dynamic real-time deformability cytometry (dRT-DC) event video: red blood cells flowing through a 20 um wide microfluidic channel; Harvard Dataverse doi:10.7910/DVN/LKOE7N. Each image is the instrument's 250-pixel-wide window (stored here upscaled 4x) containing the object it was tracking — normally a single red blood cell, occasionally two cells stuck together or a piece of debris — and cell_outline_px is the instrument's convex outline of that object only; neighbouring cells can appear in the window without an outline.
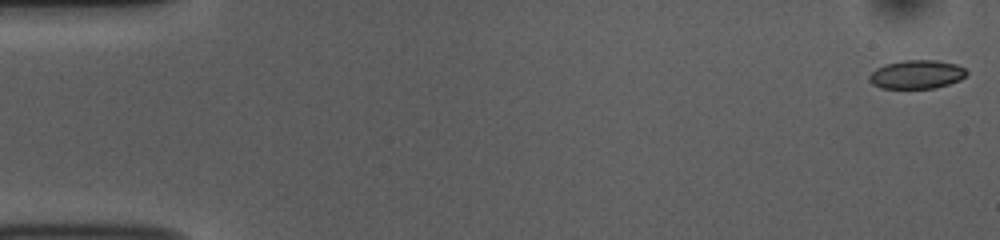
{"species": "common noctule bat (a hibernating species)", "species_latin": "Nyctalus noctula", "temperature_condition": "room temperature", "stored_images_in_passage": 53, "camera_frame_rate_fps": 3000, "um_per_image_px": 0.085, "animal": {"sex": "female", "body_mass_g": 10.0, "forearm_length_mm": 53.1}, "frame": {"image": 1, "passage_image": 1, "time_ms": 0.0, "image_size_px": [1000, 240], "cell_outline_px": [[968, 72], [960, 80], [936, 88], [880, 88], [872, 84], [868, 80], [868, 76], [876, 68], [884, 64], [904, 60], [936, 60], [956, 64], [964, 68]], "centroid_in_image_um": [77.89, 6.32], "position_along_channel_um": 7.1, "area_um2": 16.3}}
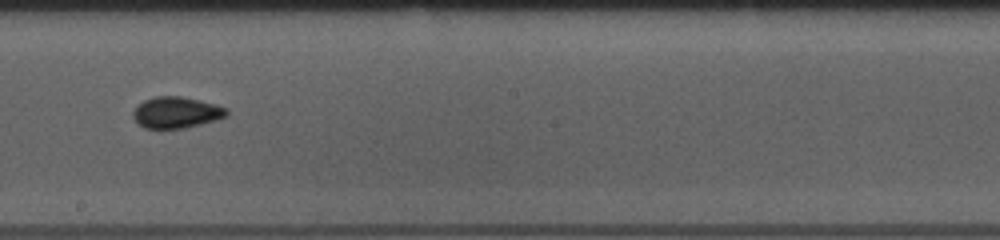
{"frame": {"image": 2, "passage_image": 30, "time_ms": 9.667, "image_size_px": [1000, 240], "cell_outline_px": [[228, 116], [200, 124], [184, 128], [144, 128], [132, 116], [132, 112], [144, 100], [156, 96], [180, 96], [216, 104], [228, 108]], "centroid_in_image_um": [15.01, 9.55], "position_along_channel_um": 233.2, "area_um2": 16.88}}
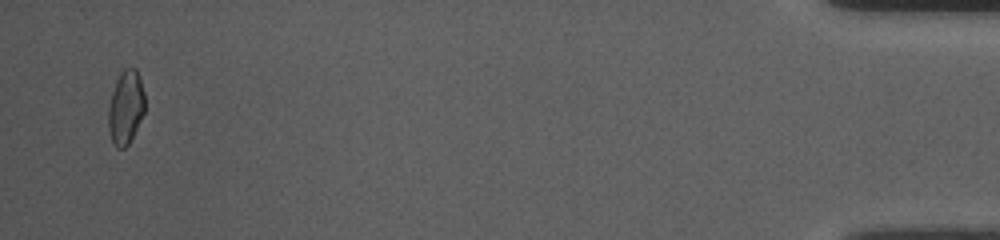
{"frame": {"image": 3, "passage_image": 52, "time_ms": 17.0, "image_size_px": [1000, 240], "cell_outline_px": [[144, 112], [128, 144], [124, 148], [116, 148], [112, 144], [108, 128], [108, 108], [112, 92], [116, 80], [120, 72], [124, 68], [136, 68], [140, 76], [144, 92]], "centroid_in_image_um": [10.67, 9.11], "position_along_channel_um": 424.5, "area_um2": 15.72}, "authors_computed_cell_mechanics": {"area_um2": 16.3574, "velocity_mm_per_s": 3.7572, "shape_relaxation_time_tau1_ms": 4.6877, "shape_relaxation_time_tau2_ms": 3.1288, "deformation_change_tau1": 0.0833, "deformation_change_tau2": 0.0621}}